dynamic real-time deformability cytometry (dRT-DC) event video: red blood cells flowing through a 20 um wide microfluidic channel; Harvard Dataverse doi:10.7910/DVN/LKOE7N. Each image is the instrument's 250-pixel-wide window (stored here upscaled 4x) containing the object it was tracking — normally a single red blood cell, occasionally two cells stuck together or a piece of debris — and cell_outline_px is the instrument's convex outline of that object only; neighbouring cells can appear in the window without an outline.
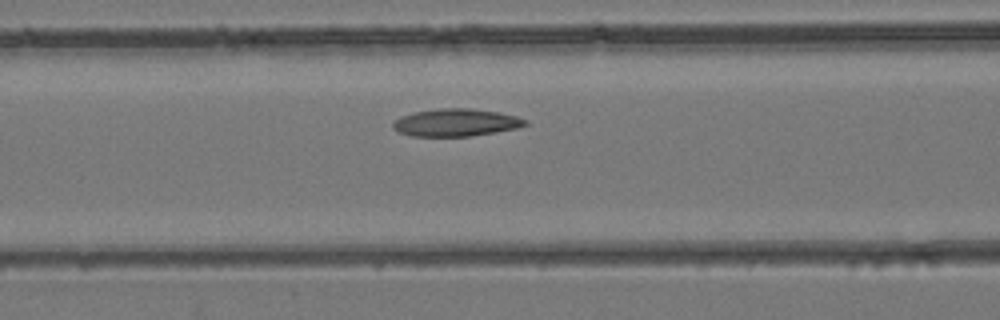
{"species": "common noctule bat (a hibernating species)", "species_latin": "Nyctalus noctula", "temperature_condition": "room temperature", "stored_images_in_passage": 36, "camera_frame_rate_fps": 3000, "um_per_image_px": 0.085, "animal": {"sex": "female", "body_mass_g": 24.6, "forearm_length_mm": 56.2}, "frame": {"image": 1, "passage_image": 12, "time_ms": 3.667, "image_size_px": [1000, 320], "cell_outline_px": [[528, 124], [520, 128], [472, 136], [412, 136], [400, 132], [392, 128], [392, 124], [400, 116], [416, 112], [440, 108], [468, 108], [496, 112], [516, 116], [528, 120]], "centroid_in_image_um": [38.79, 10.42], "position_along_channel_um": 127.8, "area_um2": 21.15}}
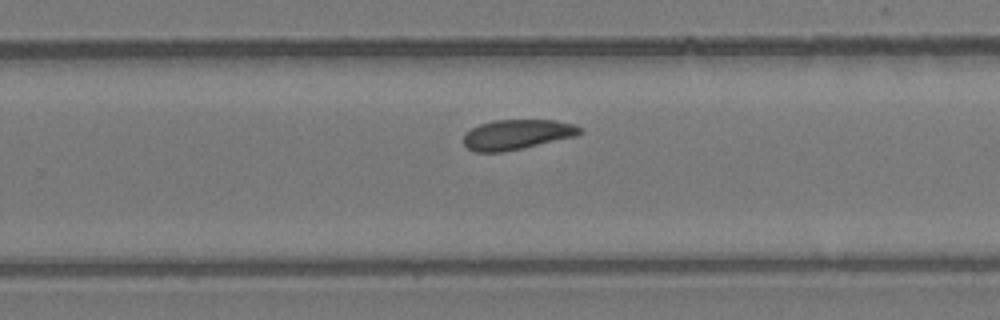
{"frame": {"image": 2, "passage_image": 22, "time_ms": 7.0, "image_size_px": [1000, 320], "cell_outline_px": [[584, 132], [576, 136], [504, 152], [476, 152], [468, 148], [464, 144], [464, 132], [480, 124], [492, 120], [556, 120], [576, 124]], "centroid_in_image_um": [43.95, 11.42], "position_along_channel_um": 285.9, "area_um2": 20.4}}
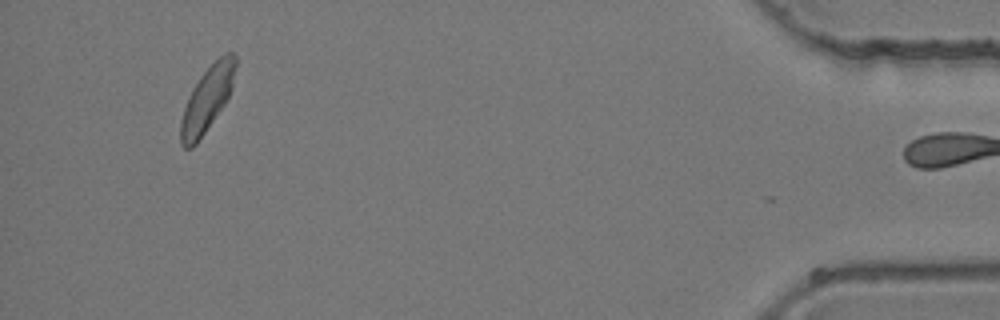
{"frame": {"image": 3, "passage_image": 35, "time_ms": 11.333, "image_size_px": [1000, 320], "cell_outline_px": [[236, 68], [232, 88], [224, 104], [196, 144], [192, 148], [184, 148], [180, 144], [180, 120], [188, 96], [192, 88], [200, 76], [224, 52], [232, 52], [236, 56]], "centroid_in_image_um": [17.59, 8.42], "position_along_channel_um": 417.6, "area_um2": 20.58}}